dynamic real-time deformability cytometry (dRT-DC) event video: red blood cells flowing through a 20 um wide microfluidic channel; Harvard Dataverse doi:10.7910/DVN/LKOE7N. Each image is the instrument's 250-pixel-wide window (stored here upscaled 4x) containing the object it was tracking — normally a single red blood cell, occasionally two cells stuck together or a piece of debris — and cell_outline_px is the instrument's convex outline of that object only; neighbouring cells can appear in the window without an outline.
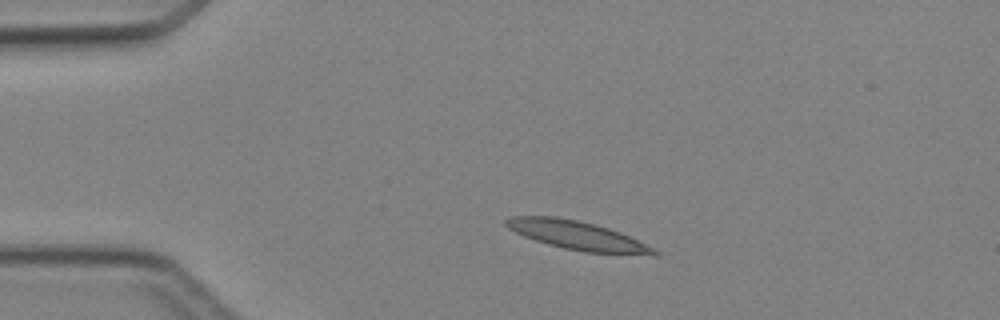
{"species": "Egyptian fruit bat (a non-hibernating species)", "species_latin": "Rousettus aegyptiacus", "temperature_condition": "cold", "stored_images_in_passage": 4, "camera_frame_rate_fps": 3000, "um_per_image_px": 0.085, "animal": {"sex": "female"}, "frame": {"image": 1, "passage_image": 4, "time_ms": 4.667, "image_size_px": [1000, 320], "cell_outline_px": [[660, 256], [656, 256], [584, 252], [564, 248], [548, 244], [524, 236], [508, 228], [504, 224], [504, 220], [512, 216], [556, 216], [576, 220], [608, 228], [620, 232], [656, 248], [660, 252]], "centroid_in_image_um": [49.15, 20.03], "position_along_channel_um": 35.9, "area_um2": 24.91}}